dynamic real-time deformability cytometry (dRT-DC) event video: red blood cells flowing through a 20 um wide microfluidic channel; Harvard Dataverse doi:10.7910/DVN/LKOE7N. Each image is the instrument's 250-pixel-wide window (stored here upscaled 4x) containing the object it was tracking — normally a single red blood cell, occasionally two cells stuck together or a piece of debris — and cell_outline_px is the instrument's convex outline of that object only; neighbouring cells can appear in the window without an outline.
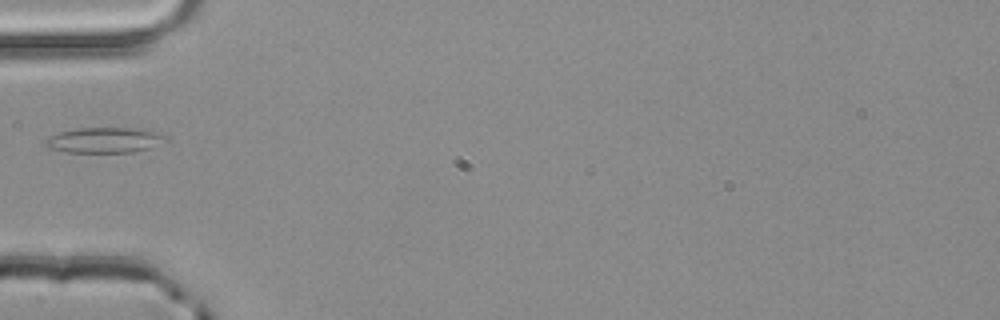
{"species": "common noctule bat (a hibernating species)", "species_latin": "Nyctalus noctula", "temperature_condition": "room temperature", "stored_images_in_passage": 4, "segment_of_instrument_passage": [2, 2], "camera_frame_rate_fps": 3000, "um_per_image_px": 0.085, "animal": {"sex": "male", "body_mass_g": 20.4}, "frame": {"image": 1, "passage_image": 4, "time_ms": 1.0, "image_size_px": [1000, 320], "cell_outline_px": [[164, 136], [148, 148], [132, 152], [64, 152], [48, 148], [44, 144], [44, 140], [60, 132], [76, 128], [144, 128], [160, 132]], "centroid_in_image_um": [8.78, 11.9], "position_along_channel_um": 76.2, "area_um2": 17.46}}